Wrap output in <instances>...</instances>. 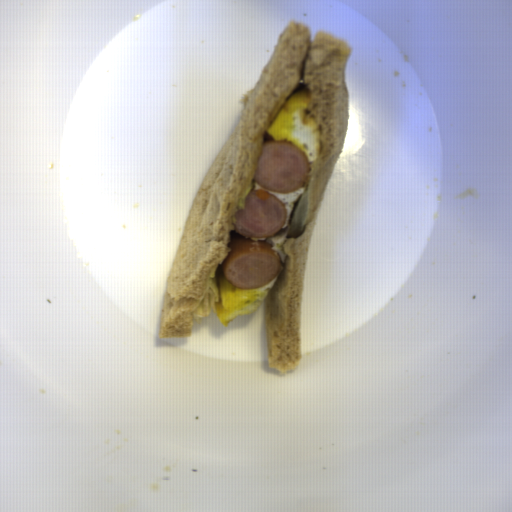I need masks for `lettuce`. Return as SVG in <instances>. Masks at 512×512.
Segmentation results:
<instances>
[{"label":"lettuce","instance_id":"obj_1","mask_svg":"<svg viewBox=\"0 0 512 512\" xmlns=\"http://www.w3.org/2000/svg\"><path fill=\"white\" fill-rule=\"evenodd\" d=\"M222 265L223 263L211 269L201 302L192 312L194 322L198 324L201 323L203 318H207L215 308V302H219L218 274Z\"/></svg>","mask_w":512,"mask_h":512}]
</instances>
